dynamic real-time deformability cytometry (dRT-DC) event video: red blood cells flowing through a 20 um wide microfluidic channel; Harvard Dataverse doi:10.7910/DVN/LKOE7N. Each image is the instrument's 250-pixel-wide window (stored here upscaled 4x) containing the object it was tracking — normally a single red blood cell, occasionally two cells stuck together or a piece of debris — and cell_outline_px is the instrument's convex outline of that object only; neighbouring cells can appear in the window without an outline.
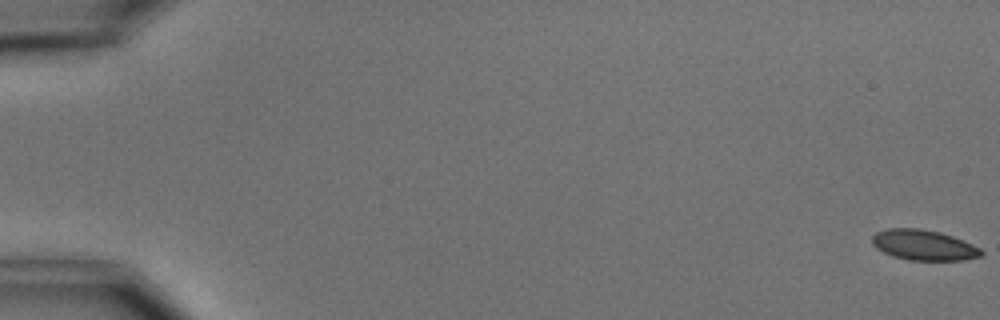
{"species": "common noctule bat (a hibernating species)", "species_latin": "Nyctalus noctula", "temperature_condition": "cold", "stored_images_in_passage": 4, "camera_frame_rate_fps": 3000, "um_per_image_px": 0.085, "animal": {"sex": "male", "body_mass_g": 15.6}, "frame": {"image": 1, "passage_image": 1, "time_ms": 0.0, "image_size_px": [1000, 320], "cell_outline_px": [[984, 256], [964, 260], [908, 260], [892, 256], [876, 248], [872, 244], [872, 236], [876, 232], [888, 228], [920, 228], [940, 232], [952, 236], [972, 244], [980, 248], [984, 252]], "centroid_in_image_um": [78.52, 20.83], "position_along_channel_um": 6.5, "area_um2": 19.48}}